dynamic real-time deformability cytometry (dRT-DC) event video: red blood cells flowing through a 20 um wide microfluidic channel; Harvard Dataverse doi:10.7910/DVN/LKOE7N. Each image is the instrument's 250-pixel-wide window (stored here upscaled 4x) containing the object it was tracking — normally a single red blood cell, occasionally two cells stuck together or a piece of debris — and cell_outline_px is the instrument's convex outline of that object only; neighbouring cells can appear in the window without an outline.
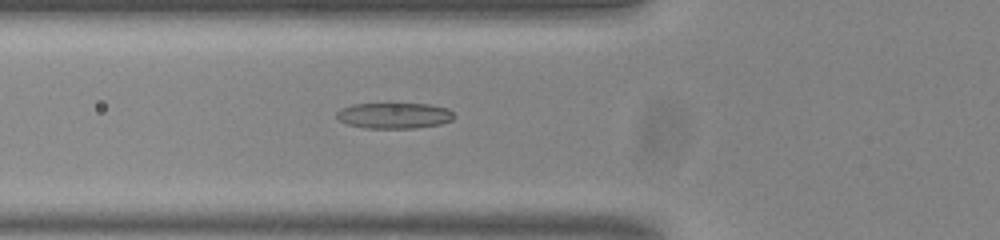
{"species": "common noctule bat (a hibernating species)", "species_latin": "Nyctalus noctula", "temperature_condition": "room temperature", "stored_images_in_passage": 53, "camera_frame_rate_fps": 3000, "um_per_image_px": 0.085, "animal": {"sex": "male", "body_mass_g": 20.0, "forearm_length_mm": 53.3}, "frame": {"image": 1, "passage_image": 19, "time_ms": 6.0, "image_size_px": [1000, 240], "cell_outline_px": [[456, 116], [452, 120], [440, 124], [416, 128], [364, 128], [348, 124], [340, 120], [336, 116], [336, 112], [340, 108], [352, 104], [388, 100], [428, 104], [448, 108]], "centroid_in_image_um": [33.49, 9.76], "position_along_channel_um": 92.3, "area_um2": 18.79}}
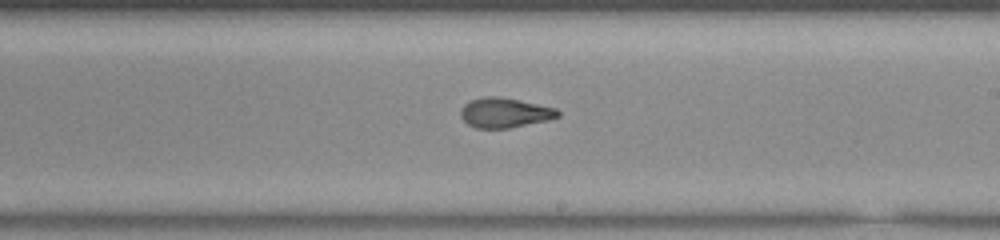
{"frame": {"image": 2, "passage_image": 31, "time_ms": 10.0, "image_size_px": [1000, 240], "cell_outline_px": [[560, 116], [548, 120], [508, 128], [476, 128], [468, 124], [460, 116], [460, 112], [464, 104], [472, 100], [484, 96], [500, 96], [520, 100], [556, 108], [560, 112]], "centroid_in_image_um": [42.9, 9.57], "position_along_channel_um": 246.1, "area_um2": 16.88}}
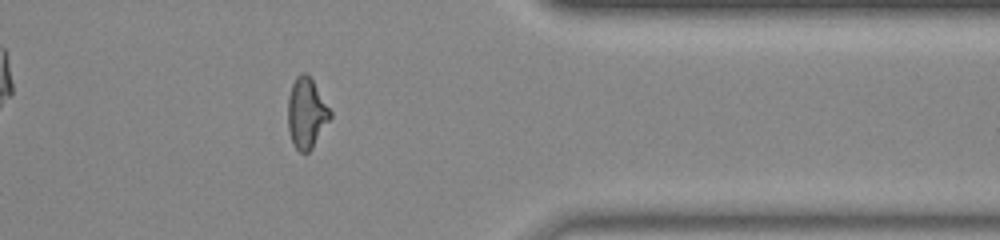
{"frame": {"image": 3, "passage_image": 43, "time_ms": 14.0, "image_size_px": [1000, 240], "cell_outline_px": [[332, 116], [312, 148], [308, 152], [300, 152], [292, 144], [288, 132], [288, 96], [292, 84], [296, 76], [300, 72], [308, 72], [332, 112]], "centroid_in_image_um": [26.04, 9.59], "position_along_channel_um": 385.4, "area_um2": 17.57}, "authors_computed_cell_mechanics": {"area_um2": 17.5134, "velocity_mm_per_s": 3.8401, "shape_relaxation_time_tau1_ms": null, "shape_relaxation_time_tau2_ms": 1.8771, "deformation_change_tau1": null, "deformation_change_tau2": 0.0997}}